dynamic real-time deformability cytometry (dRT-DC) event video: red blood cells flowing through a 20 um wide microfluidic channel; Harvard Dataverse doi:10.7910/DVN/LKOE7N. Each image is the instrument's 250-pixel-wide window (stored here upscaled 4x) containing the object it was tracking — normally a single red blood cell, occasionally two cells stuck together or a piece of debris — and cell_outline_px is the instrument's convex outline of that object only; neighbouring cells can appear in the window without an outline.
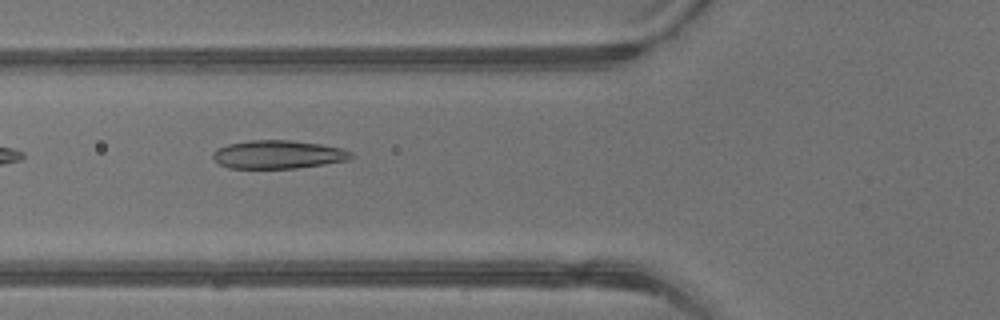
{"species": "common noctule bat (a hibernating species)", "species_latin": "Nyctalus noctula", "temperature_condition": "warm", "stored_images_in_passage": 4, "camera_frame_rate_fps": 3000, "um_per_image_px": 0.085, "animal": {"sex": "male", "body_mass_g": 13.3}, "frame": {"image": 1, "passage_image": 4, "time_ms": 1.0, "image_size_px": [1000, 320], "cell_outline_px": [[352, 156], [348, 160], [324, 164], [296, 168], [228, 168], [220, 164], [212, 156], [212, 152], [216, 148], [228, 144], [248, 140], [288, 140], [320, 144], [344, 148], [352, 152]], "centroid_in_image_um": [23.63, 13.12], "position_along_channel_um": 102.2, "area_um2": 22.83}}